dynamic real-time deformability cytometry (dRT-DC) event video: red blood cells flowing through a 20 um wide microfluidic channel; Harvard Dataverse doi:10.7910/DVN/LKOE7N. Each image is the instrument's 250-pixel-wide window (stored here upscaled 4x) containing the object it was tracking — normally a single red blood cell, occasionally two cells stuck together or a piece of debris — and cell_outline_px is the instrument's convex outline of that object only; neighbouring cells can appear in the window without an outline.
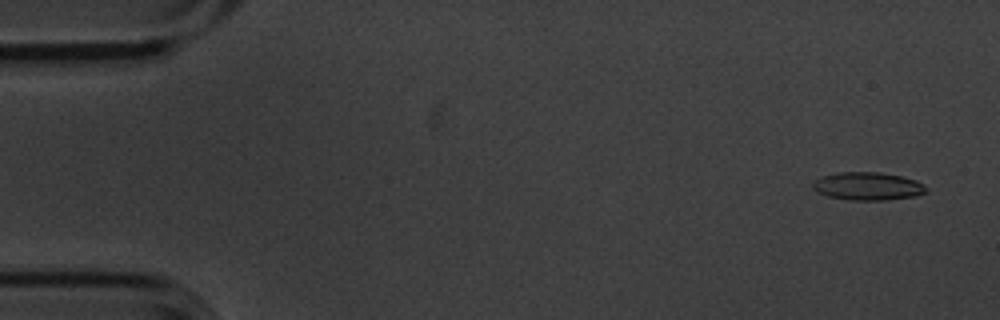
{"species": "common noctule bat (a hibernating species)", "species_latin": "Nyctalus noctula", "temperature_condition": "cold", "stored_images_in_passage": 6, "camera_frame_rate_fps": 3000, "um_per_image_px": 0.085, "animal": {"sex": "male", "body_mass_g": 20.1, "forearm_length_mm": 53.5}, "frame": {"image": 1, "passage_image": 1, "time_ms": 0.0, "image_size_px": [1000, 320], "cell_outline_px": [[924, 192], [916, 196], [884, 200], [852, 200], [828, 196], [816, 192], [812, 188], [812, 180], [836, 172], [880, 172], [900, 176], [916, 180], [924, 184]], "centroid_in_image_um": [73.7, 15.82], "position_along_channel_um": 11.3, "area_um2": 18.44}}
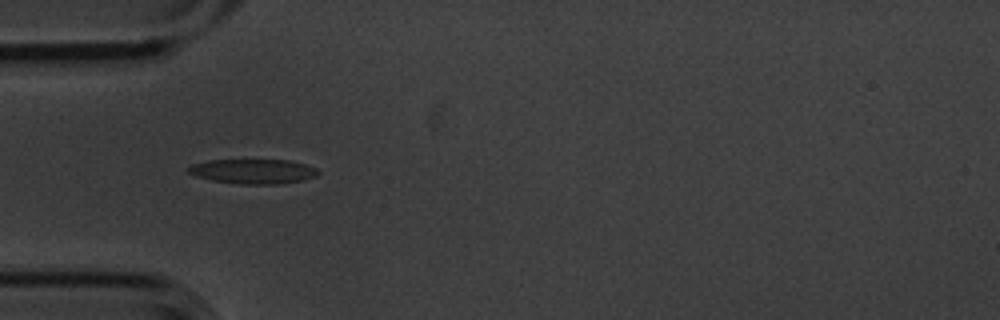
{"frame": {"image": 2, "passage_image": 5, "time_ms": 1.333, "image_size_px": [1000, 320], "cell_outline_px": [[320, 172], [316, 176], [304, 180], [280, 184], [240, 184], [212, 180], [196, 176], [188, 172], [188, 168], [192, 164], [208, 160], [288, 160], [308, 164], [316, 168]], "centroid_in_image_um": [21.56, 14.56], "position_along_channel_um": 63.4, "area_um2": 18.73}}
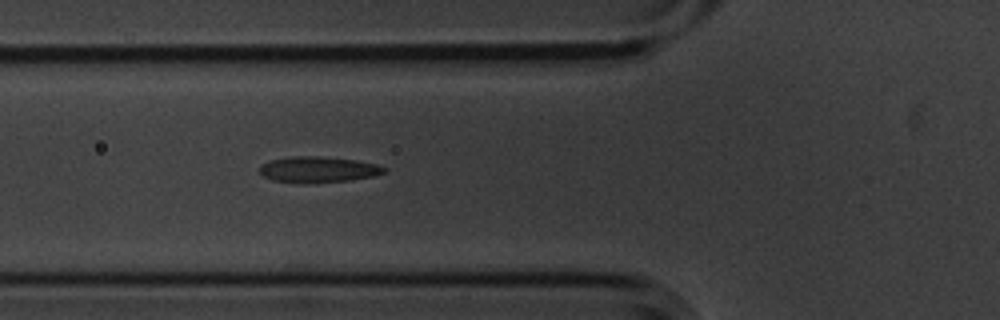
{"frame": {"image": 3, "passage_image": 6, "time_ms": 1.667, "image_size_px": [1000, 320], "cell_outline_px": [[388, 168], [384, 172], [376, 176], [352, 180], [316, 184], [300, 184], [272, 180], [264, 176], [260, 172], [260, 164], [268, 160], [292, 156], [320, 156], [356, 160], [376, 164]], "centroid_in_image_um": [27.04, 14.43], "position_along_channel_um": 98.8, "area_um2": 19.36}}